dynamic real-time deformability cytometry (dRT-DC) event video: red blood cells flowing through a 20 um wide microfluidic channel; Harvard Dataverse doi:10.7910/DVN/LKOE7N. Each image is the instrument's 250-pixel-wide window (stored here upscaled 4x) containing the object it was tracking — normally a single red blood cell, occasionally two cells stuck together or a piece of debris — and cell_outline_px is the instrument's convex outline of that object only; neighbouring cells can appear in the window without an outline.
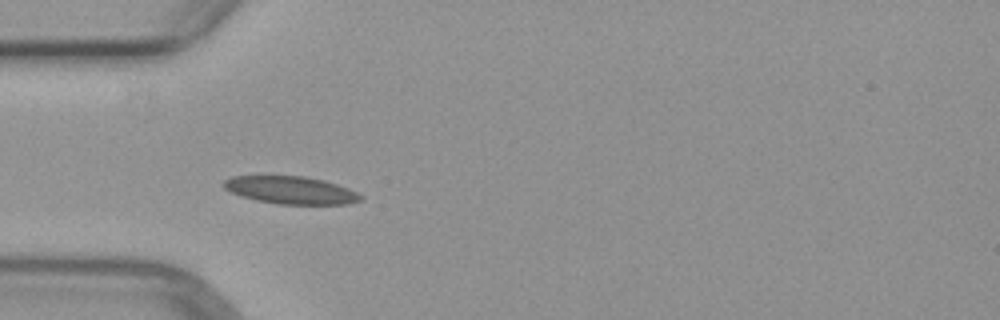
{"species": "common noctule bat (a hibernating species)", "species_latin": "Nyctalus noctula", "temperature_condition": "warm", "stored_images_in_passage": 4, "camera_frame_rate_fps": 3000, "um_per_image_px": 0.085, "animal": {"sex": "female", "body_mass_g": 29.2, "forearm_length_mm": 56.3}, "frame": {"image": 1, "passage_image": 3, "time_ms": 2.333, "image_size_px": [1000, 320], "cell_outline_px": [[364, 200], [348, 204], [276, 204], [256, 200], [232, 192], [224, 188], [220, 184], [224, 180], [232, 176], [304, 176], [324, 180], [348, 188], [364, 196]], "centroid_in_image_um": [24.74, 16.16], "position_along_channel_um": 60.3, "area_um2": 22.08}}
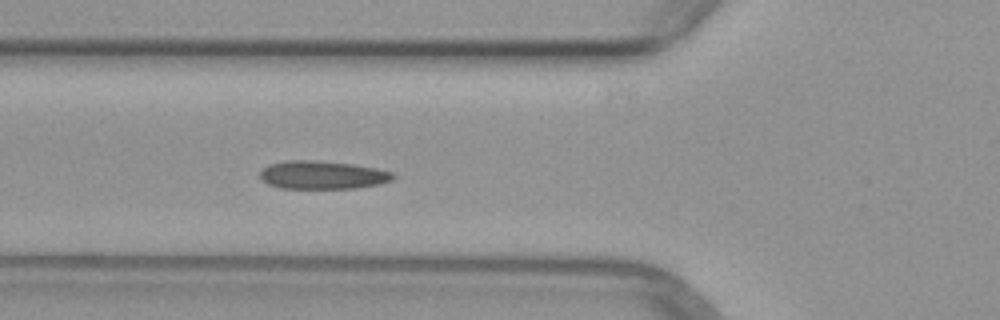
{"frame": {"image": 2, "passage_image": 4, "time_ms": 3.333, "image_size_px": [1000, 320], "cell_outline_px": [[396, 176], [392, 180], [380, 184], [356, 188], [280, 188], [268, 184], [260, 176], [260, 172], [268, 164], [284, 160], [312, 160], [352, 164], [376, 168], [392, 172]], "centroid_in_image_um": [27.41, 14.87], "position_along_channel_um": 98.4, "area_um2": 21.85}}